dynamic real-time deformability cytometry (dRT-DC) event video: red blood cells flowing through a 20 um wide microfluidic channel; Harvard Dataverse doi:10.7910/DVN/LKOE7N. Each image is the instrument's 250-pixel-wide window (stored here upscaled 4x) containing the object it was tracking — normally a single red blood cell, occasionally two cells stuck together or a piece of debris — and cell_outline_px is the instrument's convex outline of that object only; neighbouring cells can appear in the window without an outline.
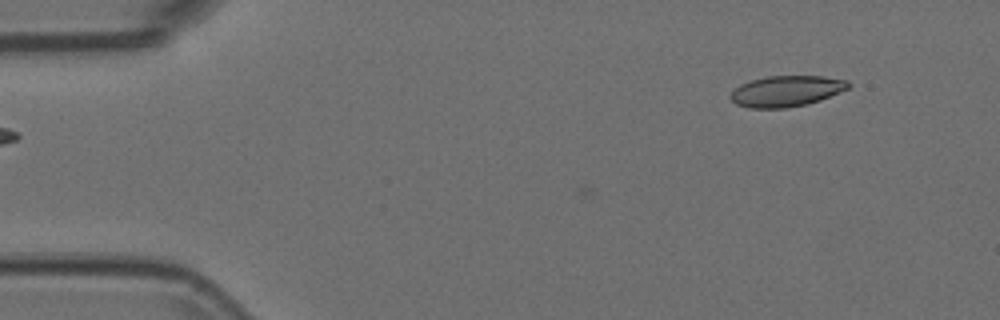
{"species": "Egyptian fruit bat (a non-hibernating species)", "species_latin": "Rousettus aegyptiacus", "temperature_condition": "room temperature", "stored_images_in_passage": 34, "camera_frame_rate_fps": 3000, "um_per_image_px": 0.085, "animal": {"sex": "female"}, "frame": {"image": 1, "passage_image": 1, "time_ms": 0.0, "image_size_px": [1000, 320], "cell_outline_px": [[852, 84], [848, 88], [840, 92], [820, 100], [808, 104], [788, 108], [748, 108], [736, 104], [728, 96], [740, 84], [764, 76], [824, 76], [848, 80]], "centroid_in_image_um": [66.85, 7.74], "position_along_channel_um": 18.2, "area_um2": 21.39}}
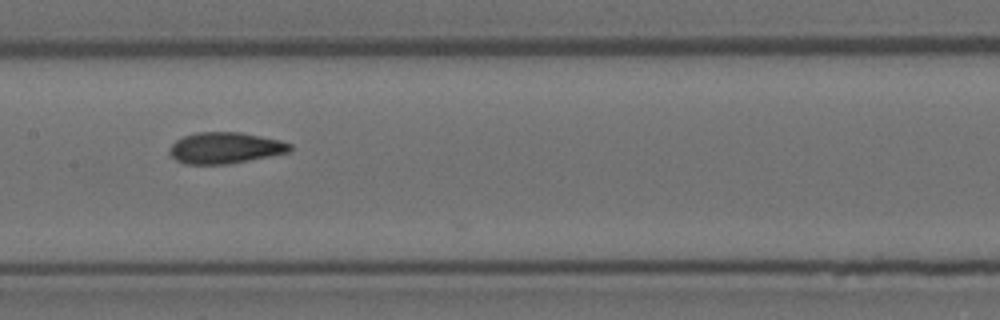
{"frame": {"image": 2, "passage_image": 22, "time_ms": 7.0, "image_size_px": [1000, 320], "cell_outline_px": [[292, 148], [288, 152], [228, 164], [184, 164], [176, 160], [168, 152], [168, 148], [176, 140], [184, 136], [196, 132], [240, 132], [280, 140], [292, 144]], "centroid_in_image_um": [19.1, 12.57], "position_along_channel_um": 188.3, "area_um2": 21.85}}
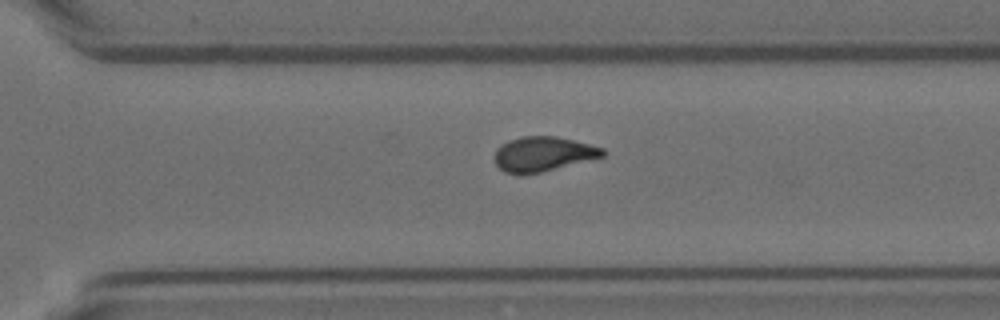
{"frame": {"image": 3, "passage_image": 33, "time_ms": 10.667, "image_size_px": [1000, 320], "cell_outline_px": [[608, 152], [604, 156], [540, 172], [504, 172], [496, 164], [496, 148], [508, 140], [524, 136], [556, 136], [604, 148]], "centroid_in_image_um": [46.19, 13.06], "position_along_channel_um": 324.4, "area_um2": 21.27}}